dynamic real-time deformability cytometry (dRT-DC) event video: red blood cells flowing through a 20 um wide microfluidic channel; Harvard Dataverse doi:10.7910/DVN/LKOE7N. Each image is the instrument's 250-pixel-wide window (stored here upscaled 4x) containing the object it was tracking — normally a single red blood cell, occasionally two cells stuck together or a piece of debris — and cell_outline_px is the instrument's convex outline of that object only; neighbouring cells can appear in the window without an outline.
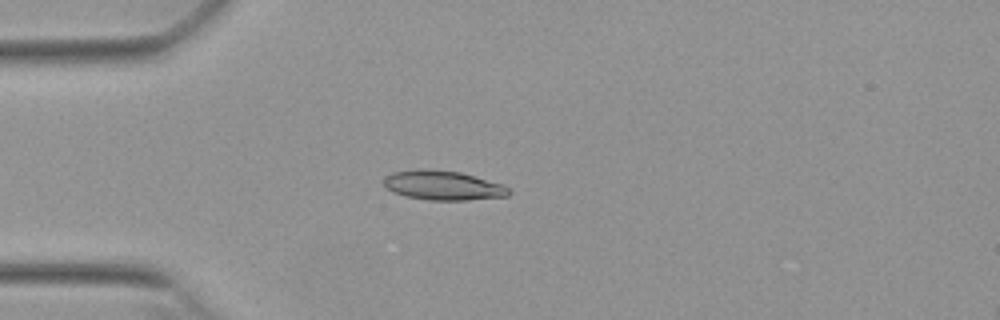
{"species": "Egyptian fruit bat (a non-hibernating species)", "species_latin": "Rousettus aegyptiacus", "temperature_condition": "warm", "stored_images_in_passage": 45, "camera_frame_rate_fps": 3000, "um_per_image_px": 0.085, "animal": {"sex": "female"}, "frame": {"image": 1, "passage_image": 6, "time_ms": 1.667, "image_size_px": [1000, 320], "cell_outline_px": [[512, 192], [508, 196], [468, 200], [428, 200], [404, 196], [392, 192], [384, 188], [384, 176], [392, 172], [420, 168], [424, 168], [460, 172], [504, 184]], "centroid_in_image_um": [37.63, 15.75], "position_along_channel_um": 47.4, "area_um2": 21.79}}
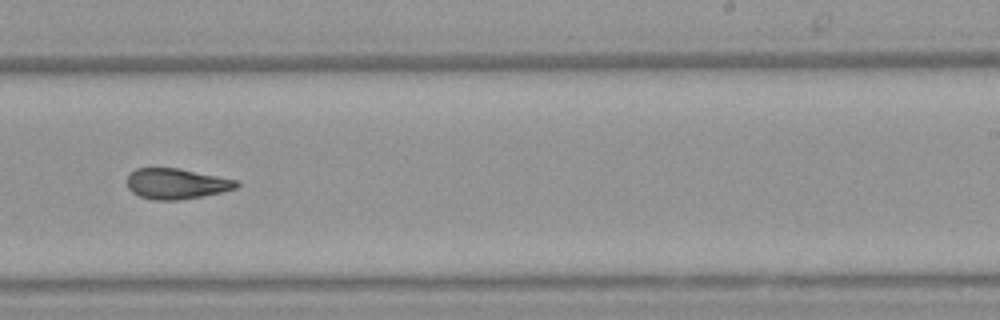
{"frame": {"image": 2, "passage_image": 25, "time_ms": 8.0, "image_size_px": [1000, 320], "cell_outline_px": [[240, 184], [236, 188], [220, 192], [200, 196], [176, 200], [152, 200], [140, 196], [132, 192], [128, 188], [128, 176], [136, 168], [180, 168], [240, 180]], "centroid_in_image_um": [15.02, 15.6], "position_along_channel_um": 274.0, "area_um2": 19.48}}
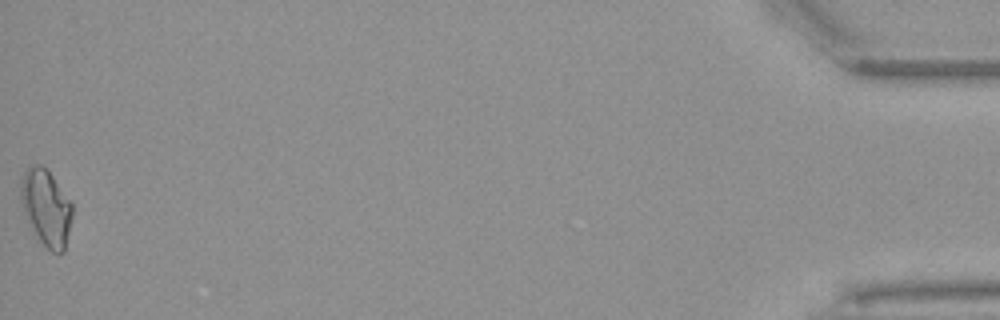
{"frame": {"image": 3, "passage_image": 45, "time_ms": 14.667, "image_size_px": [1000, 320], "cell_outline_px": [[72, 216], [64, 252], [52, 252], [40, 240], [32, 228], [24, 212], [20, 200], [20, 184], [24, 172], [28, 164], [40, 164], [52, 176], [72, 204]], "centroid_in_image_um": [3.9, 17.62], "position_along_channel_um": 431.3, "area_um2": 22.48}, "authors_computed_cell_mechanics": {"area_um2": 20.1722, "velocity_mm_per_s": 3.8353, "shape_relaxation_time_tau1_ms": 9.7834, "shape_relaxation_time_tau2_ms": 2.9976, "deformation_change_tau1": 0.2395, "deformation_change_tau2": 0.0865}}